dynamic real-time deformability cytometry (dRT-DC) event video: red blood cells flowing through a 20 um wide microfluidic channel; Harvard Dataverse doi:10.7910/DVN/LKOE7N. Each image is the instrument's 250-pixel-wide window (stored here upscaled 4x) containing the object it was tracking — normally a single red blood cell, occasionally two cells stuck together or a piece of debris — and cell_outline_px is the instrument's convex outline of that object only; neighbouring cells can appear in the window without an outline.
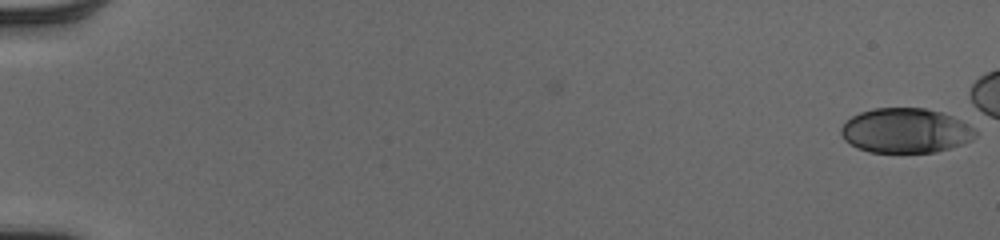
{"species": "human", "species_latin": "Homo sapiens", "temperature_condition": "cold", "stored_images_in_passage": 48, "camera_frame_rate_fps": 3000, "um_per_image_px": 0.085, "donor": {"sex": "male"}, "frame": {"image": 1, "passage_image": 1, "time_ms": 0.0, "image_size_px": [1000, 240], "cell_outline_px": [[976, 136], [972, 140], [964, 144], [936, 152], [868, 152], [856, 148], [844, 140], [840, 132], [840, 128], [852, 116], [860, 112], [876, 108], [924, 108], [940, 112], [952, 116], [972, 128], [976, 132]], "centroid_in_image_um": [76.95, 11.11], "position_along_channel_um": 8.1, "area_um2": 34.91}}
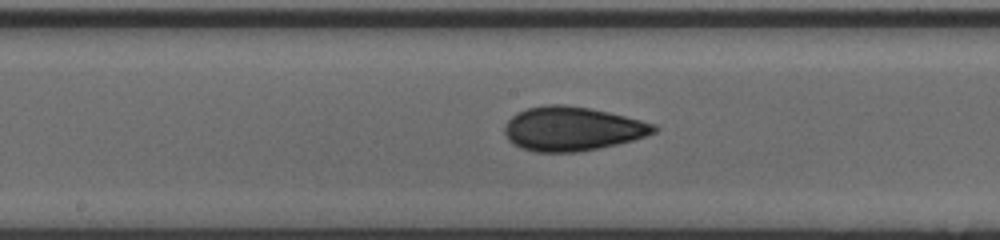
{"frame": {"image": 2, "passage_image": 30, "time_ms": 9.667, "image_size_px": [1000, 240], "cell_outline_px": [[660, 128], [656, 132], [632, 140], [616, 144], [576, 152], [536, 152], [520, 148], [508, 140], [504, 132], [504, 124], [516, 112], [528, 108], [548, 104], [564, 104], [592, 108], [656, 124]], "centroid_in_image_um": [48.61, 10.94], "position_along_channel_um": 199.6, "area_um2": 38.38}}
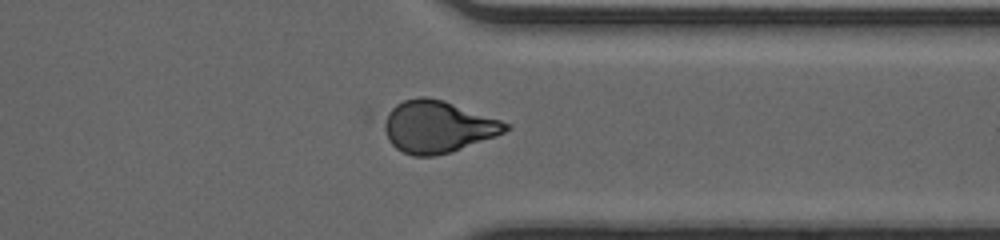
{"frame": {"image": 3, "passage_image": 43, "time_ms": 14.0, "image_size_px": [1000, 240], "cell_outline_px": [[512, 128], [496, 136], [452, 152], [436, 156], [412, 156], [396, 148], [364, 116], [364, 108], [420, 96], [424, 96], [444, 100], [512, 124]], "centroid_in_image_um": [36.75, 10.68], "position_along_channel_um": 374.7, "area_um2": 40.75}}